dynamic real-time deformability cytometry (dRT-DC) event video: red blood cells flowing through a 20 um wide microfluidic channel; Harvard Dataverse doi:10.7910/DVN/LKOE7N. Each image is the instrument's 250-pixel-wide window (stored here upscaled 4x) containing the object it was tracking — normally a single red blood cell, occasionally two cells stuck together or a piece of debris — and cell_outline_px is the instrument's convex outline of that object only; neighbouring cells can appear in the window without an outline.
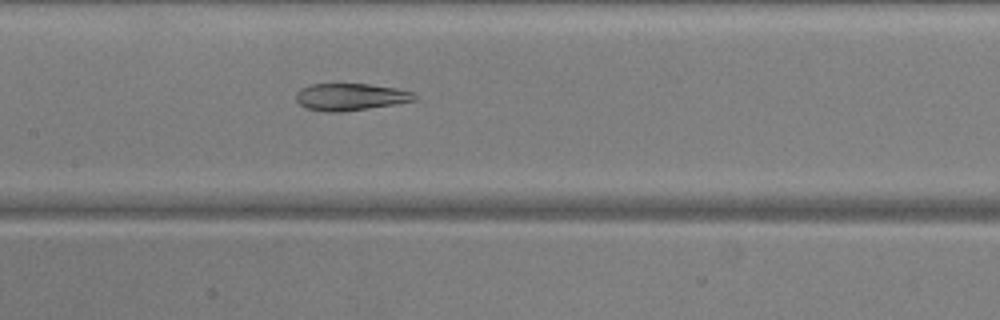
{"species": "common noctule bat (a hibernating species)", "species_latin": "Nyctalus noctula", "temperature_condition": "warm", "stored_images_in_passage": 52, "camera_frame_rate_fps": 3000, "um_per_image_px": 0.085, "animal": {"sex": "male", "body_mass_g": 20.5, "forearm_length_mm": 52.5}, "frame": {"image": 1, "passage_image": 25, "time_ms": 8.0, "image_size_px": [1000, 320], "cell_outline_px": [[416, 100], [396, 104], [340, 112], [324, 112], [304, 108], [296, 100], [296, 92], [300, 88], [312, 84], [372, 84], [396, 88], [412, 92], [416, 96]], "centroid_in_image_um": [29.76, 8.24], "position_along_channel_um": 177.6, "area_um2": 18.79}}
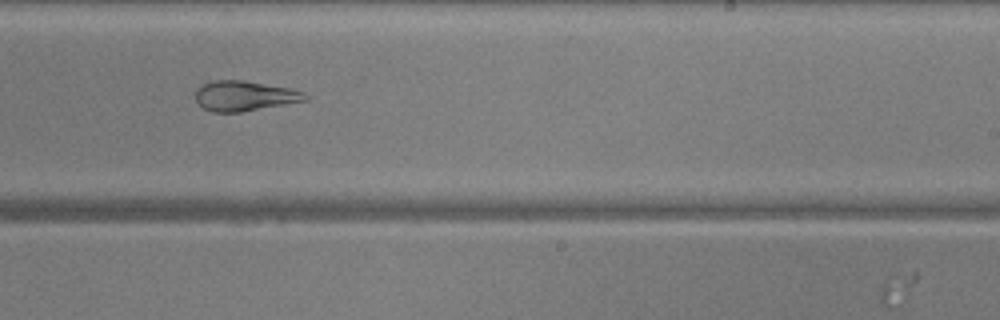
{"frame": {"image": 2, "passage_image": 32, "time_ms": 10.333, "image_size_px": [1000, 320], "cell_outline_px": [[308, 100], [240, 112], [212, 112], [204, 108], [196, 100], [196, 88], [212, 80], [244, 80], [292, 88], [304, 92], [308, 96]], "centroid_in_image_um": [20.8, 8.14], "position_along_channel_um": 268.2, "area_um2": 19.25}}
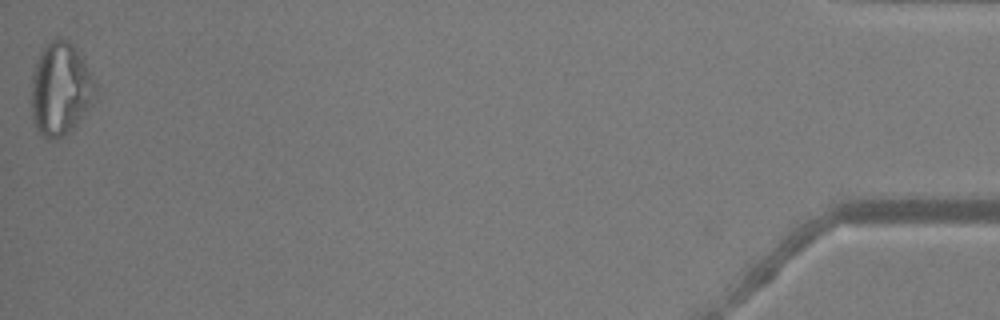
{"frame": {"image": 3, "passage_image": 52, "time_ms": 17.0, "image_size_px": [1000, 320], "cell_outline_px": [[96, 92], [76, 124], [72, 128], [56, 140], [44, 140], [36, 132], [32, 120], [32, 76], [40, 52], [44, 44], [56, 36], [60, 36], [68, 40], [72, 44], [80, 56], [96, 88]], "centroid_in_image_um": [5.06, 7.58], "position_along_channel_um": 430.1, "area_um2": 34.16}, "authors_computed_cell_mechanics": {"area_um2": 27.2238, "velocity_mm_per_s": 3.9112, "shape_relaxation_time_tau1_ms": null, "shape_relaxation_time_tau2_ms": 3.5619, "deformation_change_tau1": null, "deformation_change_tau2": 0.1349}}